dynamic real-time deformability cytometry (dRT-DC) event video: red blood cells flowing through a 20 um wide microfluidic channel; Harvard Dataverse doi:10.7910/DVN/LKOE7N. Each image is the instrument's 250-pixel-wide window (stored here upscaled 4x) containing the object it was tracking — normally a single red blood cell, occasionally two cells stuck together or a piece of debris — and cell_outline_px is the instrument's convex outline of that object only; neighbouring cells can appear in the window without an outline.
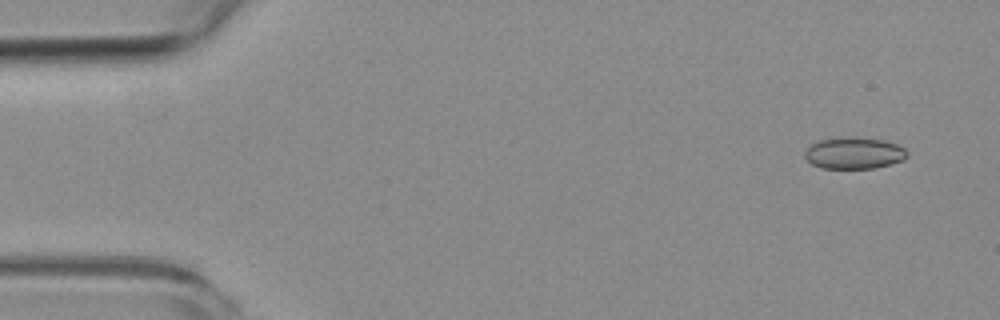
{"species": "common noctule bat (a hibernating species)", "species_latin": "Nyctalus noctula", "temperature_condition": "room temperature", "stored_images_in_passage": 56, "camera_frame_rate_fps": 3000, "um_per_image_px": 0.085, "animal": {"sex": "female", "body_mass_g": 19.3, "forearm_length_mm": 54.1}, "frame": {"image": 1, "passage_image": 4, "time_ms": 1.0, "image_size_px": [1000, 320], "cell_outline_px": [[908, 156], [904, 160], [892, 164], [876, 168], [820, 168], [812, 164], [804, 156], [804, 152], [812, 144], [820, 140], [848, 136], [856, 136], [884, 140], [896, 144], [904, 148], [908, 152]], "centroid_in_image_um": [72.63, 13.01], "position_along_channel_um": 12.4, "area_um2": 19.07}}
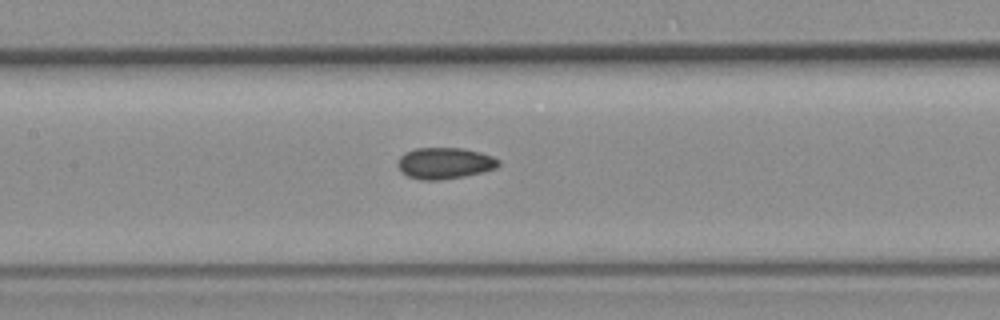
{"frame": {"image": 2, "passage_image": 26, "time_ms": 8.333, "image_size_px": [1000, 320], "cell_outline_px": [[500, 164], [496, 168], [484, 172], [464, 176], [440, 180], [420, 180], [408, 176], [400, 172], [396, 164], [400, 156], [404, 152], [416, 148], [464, 148], [480, 152], [492, 156], [500, 160]], "centroid_in_image_um": [37.78, 13.87], "position_along_channel_um": 169.6, "area_um2": 18.67}}
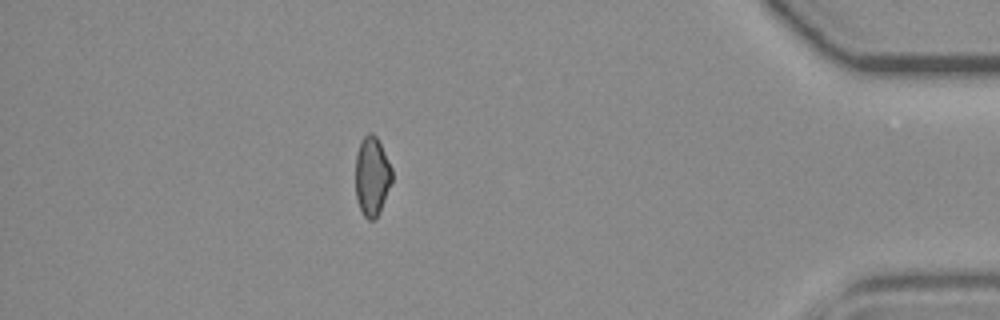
{"frame": {"image": 3, "passage_image": 49, "time_ms": 16.0, "image_size_px": [1000, 320], "cell_outline_px": [[392, 180], [380, 212], [376, 220], [368, 220], [364, 216], [356, 200], [356, 156], [360, 140], [368, 132], [372, 132], [376, 136], [392, 168]], "centroid_in_image_um": [31.61, 14.99], "position_along_channel_um": 403.6, "area_um2": 16.88}}